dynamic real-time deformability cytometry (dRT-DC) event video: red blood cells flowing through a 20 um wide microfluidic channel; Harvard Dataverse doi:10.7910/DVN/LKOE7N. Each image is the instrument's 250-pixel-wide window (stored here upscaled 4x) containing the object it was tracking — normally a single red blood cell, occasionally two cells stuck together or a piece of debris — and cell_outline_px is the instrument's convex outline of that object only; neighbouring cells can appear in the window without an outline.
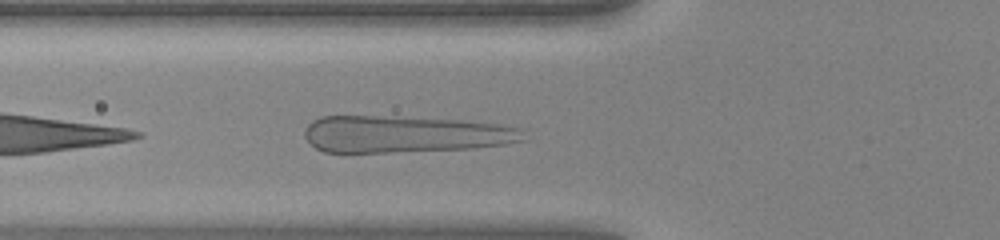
{"species": "human", "species_latin": "Homo sapiens", "temperature_condition": "warm", "stored_images_in_passage": 27, "camera_frame_rate_fps": 3000, "um_per_image_px": 0.085, "donor": {"sex": "female"}, "frame": {"image": 1, "passage_image": 3, "time_ms": 0.667, "image_size_px": [1000, 240], "cell_outline_px": [[528, 140], [504, 144], [472, 148], [388, 152], [324, 152], [316, 148], [304, 136], [304, 132], [308, 124], [312, 120], [320, 116], [376, 116], [456, 120], [500, 124], [524, 128]], "centroid_in_image_um": [34.45, 11.4], "position_along_channel_um": 91.3, "area_um2": 46.99}}
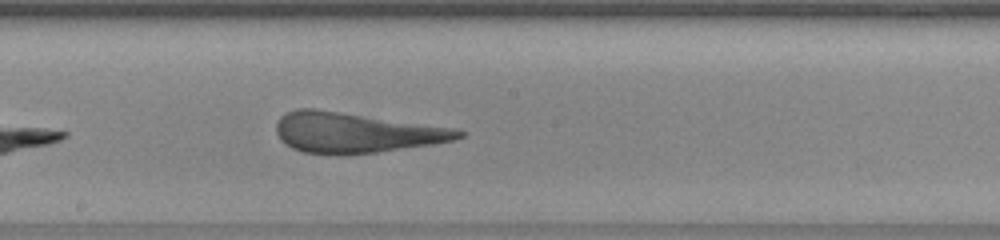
{"frame": {"image": 2, "passage_image": 12, "time_ms": 3.667, "image_size_px": [1000, 240], "cell_outline_px": [[464, 136], [456, 140], [432, 144], [376, 152], [336, 156], [304, 152], [292, 148], [284, 144], [280, 140], [276, 132], [276, 124], [280, 116], [296, 108], [316, 108], [460, 128], [464, 132]], "centroid_in_image_um": [30.24, 11.27], "position_along_channel_um": 218.0, "area_um2": 43.52}}
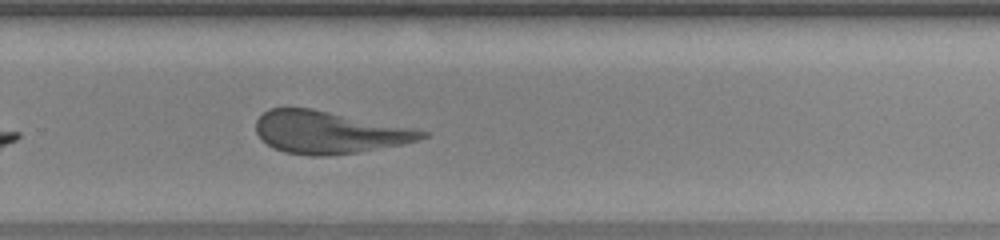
{"frame": {"image": 3, "passage_image": 18, "time_ms": 5.667, "image_size_px": [1000, 240], "cell_outline_px": [[428, 136], [420, 140], [400, 144], [356, 152], [324, 156], [312, 156], [284, 152], [272, 148], [256, 132], [256, 120], [268, 108], [312, 108], [416, 128], [428, 132]], "centroid_in_image_um": [27.96, 11.23], "position_along_channel_um": 301.8, "area_um2": 40.86}}